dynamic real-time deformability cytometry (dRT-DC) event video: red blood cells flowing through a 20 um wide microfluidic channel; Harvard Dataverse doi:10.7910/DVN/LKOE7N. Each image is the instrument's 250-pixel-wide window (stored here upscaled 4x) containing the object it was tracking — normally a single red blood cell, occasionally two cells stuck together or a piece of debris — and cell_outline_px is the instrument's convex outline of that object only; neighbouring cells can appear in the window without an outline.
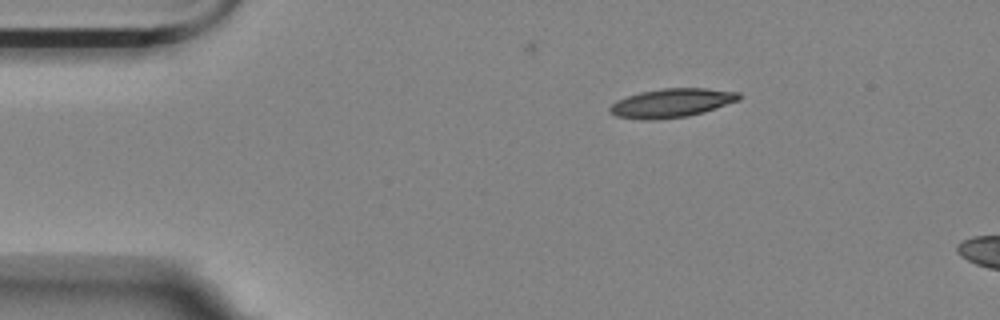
{"species": "Egyptian fruit bat (a non-hibernating species)", "species_latin": "Rousettus aegyptiacus", "temperature_condition": "room temperature", "stored_images_in_passage": 6, "camera_frame_rate_fps": 3000, "um_per_image_px": 0.085, "animal": {"sex": "female"}, "frame": {"image": 1, "passage_image": 1, "time_ms": 0.0, "image_size_px": [1000, 320], "cell_outline_px": [[740, 100], [704, 112], [688, 116], [652, 120], [640, 120], [616, 116], [608, 112], [608, 108], [616, 100], [640, 92], [664, 88], [704, 88], [740, 92]], "centroid_in_image_um": [57.07, 8.76], "position_along_channel_um": 27.9, "area_um2": 21.79}}